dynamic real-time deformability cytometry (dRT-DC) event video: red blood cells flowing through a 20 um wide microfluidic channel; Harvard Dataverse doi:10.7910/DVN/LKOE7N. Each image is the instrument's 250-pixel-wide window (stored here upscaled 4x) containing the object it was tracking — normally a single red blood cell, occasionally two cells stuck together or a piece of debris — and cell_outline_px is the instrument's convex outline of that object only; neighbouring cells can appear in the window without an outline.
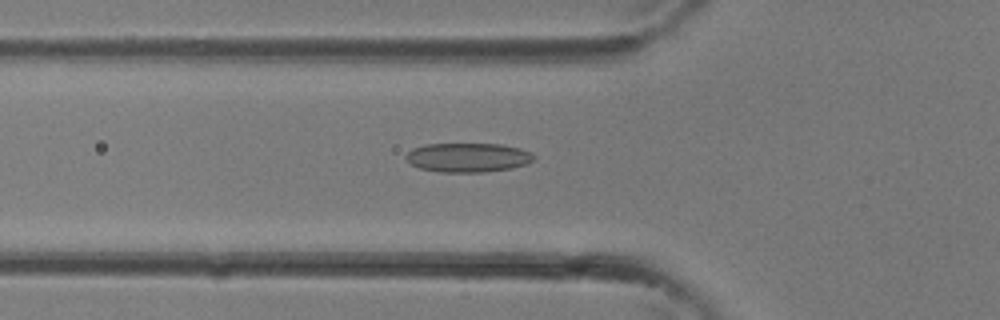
{"species": "common noctule bat (a hibernating species)", "species_latin": "Nyctalus noctula", "temperature_condition": "room temperature", "stored_images_in_passage": 33, "camera_frame_rate_fps": 3000, "um_per_image_px": 0.085, "animal": {"sex": "female"}, "frame": {"image": 1, "passage_image": 11, "time_ms": 3.333, "image_size_px": [1000, 320], "cell_outline_px": [[536, 156], [532, 160], [524, 164], [512, 168], [484, 172], [440, 172], [420, 168], [412, 164], [404, 156], [412, 148], [424, 144], [500, 144], [520, 148]], "centroid_in_image_um": [39.74, 13.38], "position_along_channel_um": 86.1, "area_um2": 21.62}}
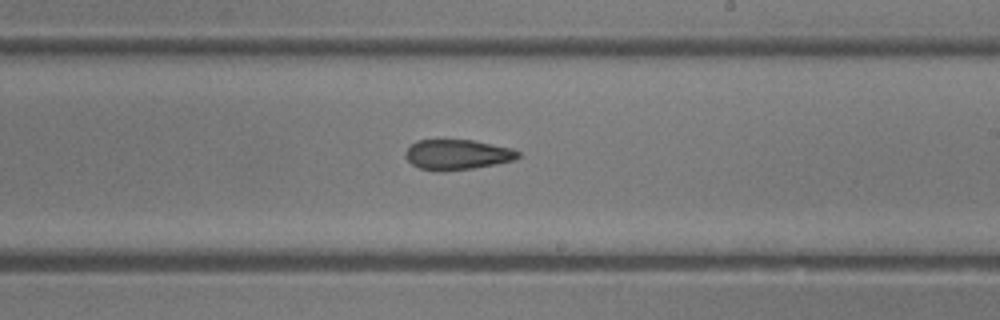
{"frame": {"image": 2, "passage_image": 19, "time_ms": 6.0, "image_size_px": [1000, 320], "cell_outline_px": [[520, 156], [512, 160], [496, 164], [472, 168], [420, 168], [412, 164], [404, 156], [408, 148], [416, 140], [472, 140], [512, 148], [520, 152]], "centroid_in_image_um": [38.9, 13.09], "position_along_channel_um": 250.1, "area_um2": 18.96}}
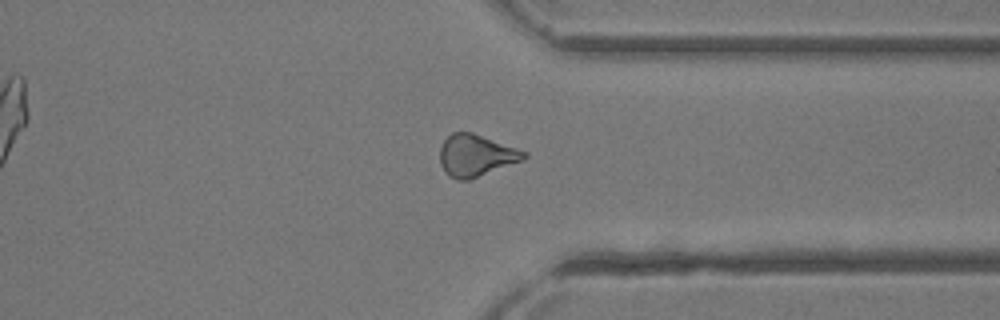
{"frame": {"image": 3, "passage_image": 25, "time_ms": 8.0, "image_size_px": [1000, 320], "cell_outline_px": [[528, 156], [520, 160], [472, 180], [456, 180], [448, 176], [444, 172], [440, 164], [440, 148], [444, 140], [452, 132], [472, 132], [528, 152]], "centroid_in_image_um": [40.42, 13.23], "position_along_channel_um": 371.0, "area_um2": 20.52}}